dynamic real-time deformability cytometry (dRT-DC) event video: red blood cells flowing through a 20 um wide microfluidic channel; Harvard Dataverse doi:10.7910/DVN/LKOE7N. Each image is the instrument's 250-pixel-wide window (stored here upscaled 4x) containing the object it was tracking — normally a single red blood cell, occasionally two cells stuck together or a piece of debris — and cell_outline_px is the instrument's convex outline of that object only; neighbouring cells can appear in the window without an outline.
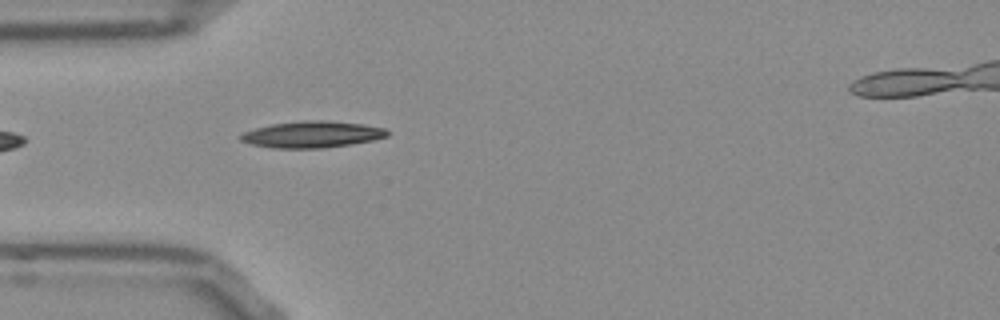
{"species": "Egyptian fruit bat (a non-hibernating species)", "species_latin": "Rousettus aegyptiacus", "temperature_condition": "room temperature", "stored_images_in_passage": 40, "segment_of_instrument_passage": [1, 2], "camera_frame_rate_fps": 3000, "um_per_image_px": 0.085, "frame": {"image": 1, "passage_image": 2, "time_ms": 0.333, "image_size_px": [1000, 320], "cell_outline_px": [[392, 132], [388, 136], [372, 140], [348, 144], [320, 148], [272, 148], [252, 144], [240, 140], [236, 136], [244, 132], [256, 128], [272, 124], [304, 120], [328, 120], [364, 124], [384, 128]], "centroid_in_image_um": [26.53, 11.41], "position_along_channel_um": 58.5, "area_um2": 22.66}}
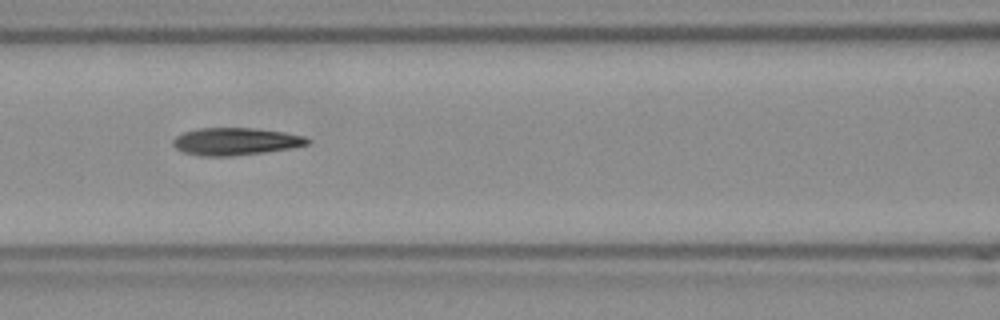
{"frame": {"image": 2, "passage_image": 9, "time_ms": 2.667, "image_size_px": [1000, 320], "cell_outline_px": [[312, 140], [308, 144], [288, 148], [260, 152], [228, 156], [200, 156], [184, 152], [176, 148], [172, 144], [172, 140], [176, 136], [184, 132], [196, 128], [256, 128], [284, 132], [304, 136]], "centroid_in_image_um": [19.98, 12.01], "position_along_channel_um": 146.6, "area_um2": 21.27}}
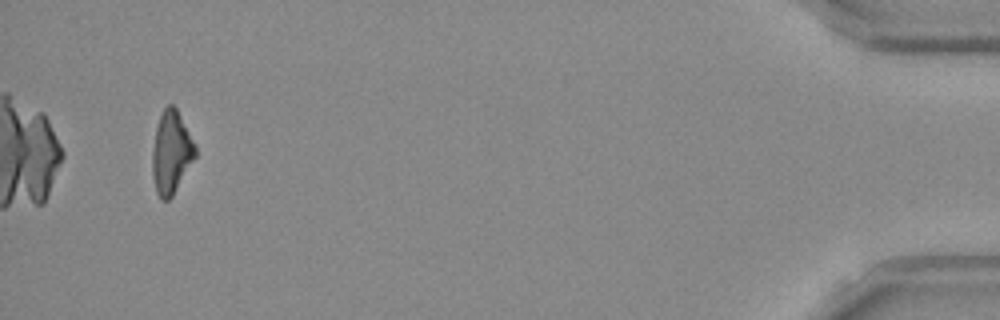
{"frame": {"image": 3, "passage_image": 37, "time_ms": 12.0, "image_size_px": [1000, 320], "cell_outline_px": [[196, 156], [172, 196], [168, 200], [160, 200], [156, 192], [152, 176], [152, 152], [156, 128], [160, 116], [164, 108], [168, 104], [172, 104], [176, 108], [196, 144]], "centroid_in_image_um": [14.55, 12.97], "position_along_channel_um": 420.6, "area_um2": 20.63}}